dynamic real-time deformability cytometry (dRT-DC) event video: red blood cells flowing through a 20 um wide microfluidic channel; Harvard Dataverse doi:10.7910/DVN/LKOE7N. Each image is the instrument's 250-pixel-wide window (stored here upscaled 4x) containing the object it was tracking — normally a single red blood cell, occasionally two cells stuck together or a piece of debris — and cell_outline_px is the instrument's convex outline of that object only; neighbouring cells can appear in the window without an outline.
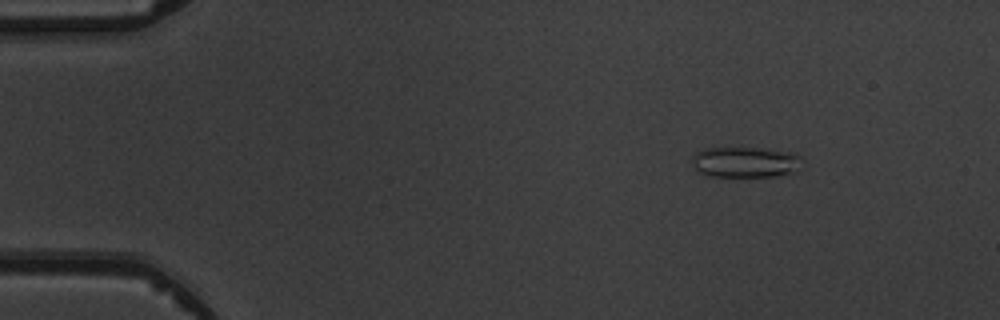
{"species": "common noctule bat (a hibernating species)", "species_latin": "Nyctalus noctula", "temperature_condition": "warm", "stored_images_in_passage": 6, "camera_frame_rate_fps": 3000, "um_per_image_px": 0.085, "animal": {"sex": "male", "body_mass_g": 19.5, "forearm_length_mm": 54.6}, "frame": {"image": 1, "passage_image": 3, "time_ms": 2.0, "image_size_px": [1000, 320], "cell_outline_px": [[800, 156], [792, 168], [788, 172], [776, 176], [708, 176], [700, 172], [692, 164], [692, 156], [696, 152], [704, 148], [764, 148], [792, 152]], "centroid_in_image_um": [63.21, 13.76], "position_along_channel_um": 21.8, "area_um2": 19.07}}
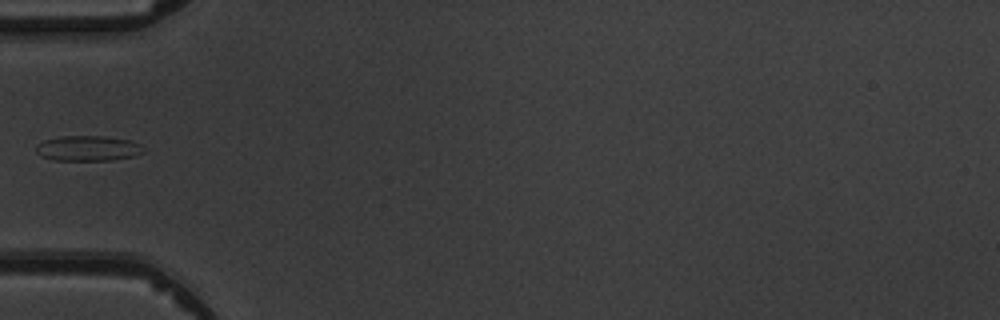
{"frame": {"image": 2, "passage_image": 6, "time_ms": 5.667, "image_size_px": [1000, 320], "cell_outline_px": [[144, 152], [136, 156], [112, 160], [52, 160], [40, 156], [36, 152], [36, 144], [44, 140], [60, 136], [104, 136], [128, 140], [140, 144], [144, 148]], "centroid_in_image_um": [7.46, 12.61], "position_along_channel_um": 77.5, "area_um2": 15.95}}